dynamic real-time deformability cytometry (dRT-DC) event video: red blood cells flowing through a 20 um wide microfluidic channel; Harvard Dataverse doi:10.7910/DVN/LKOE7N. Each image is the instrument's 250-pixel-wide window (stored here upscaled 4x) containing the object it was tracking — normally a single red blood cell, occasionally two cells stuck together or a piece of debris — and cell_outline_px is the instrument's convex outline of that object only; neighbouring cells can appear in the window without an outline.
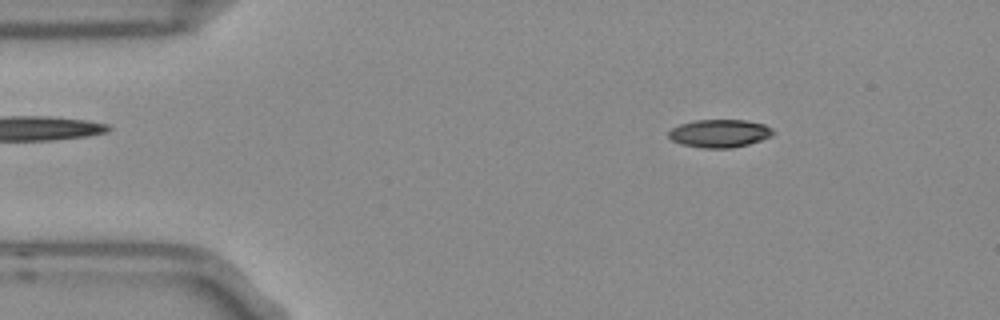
{"species": "Egyptian fruit bat (a non-hibernating species)", "species_latin": "Rousettus aegyptiacus", "temperature_condition": "room temperature", "stored_images_in_passage": 53, "camera_frame_rate_fps": 3000, "um_per_image_px": 0.085, "frame": {"image": 1, "passage_image": 7, "time_ms": 2.0, "image_size_px": [1000, 320], "cell_outline_px": [[776, 132], [772, 136], [748, 144], [732, 148], [700, 148], [680, 144], [672, 140], [668, 136], [668, 132], [672, 128], [680, 124], [696, 120], [744, 120], [764, 124], [772, 128]], "centroid_in_image_um": [61.16, 11.34], "position_along_channel_um": 23.8, "area_um2": 17.11}}
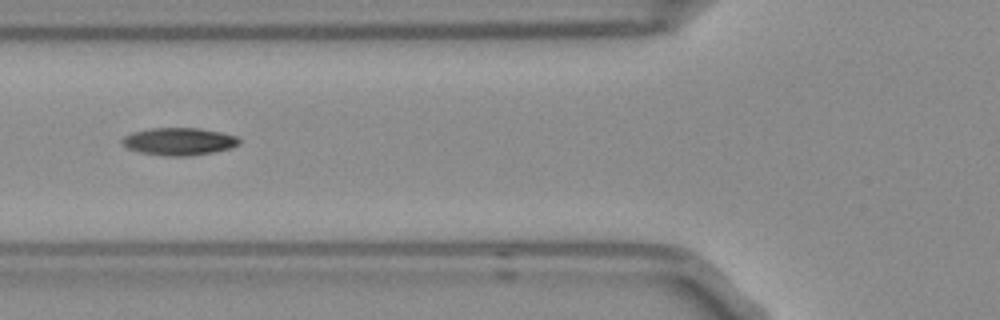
{"frame": {"image": 2, "passage_image": 19, "time_ms": 6.0, "image_size_px": [1000, 320], "cell_outline_px": [[240, 144], [232, 148], [212, 152], [188, 156], [164, 156], [140, 152], [128, 148], [120, 140], [124, 136], [132, 132], [152, 128], [200, 128], [220, 132], [236, 136], [240, 140]], "centroid_in_image_um": [15.22, 12.02], "position_along_channel_um": 110.6, "area_um2": 18.73}}
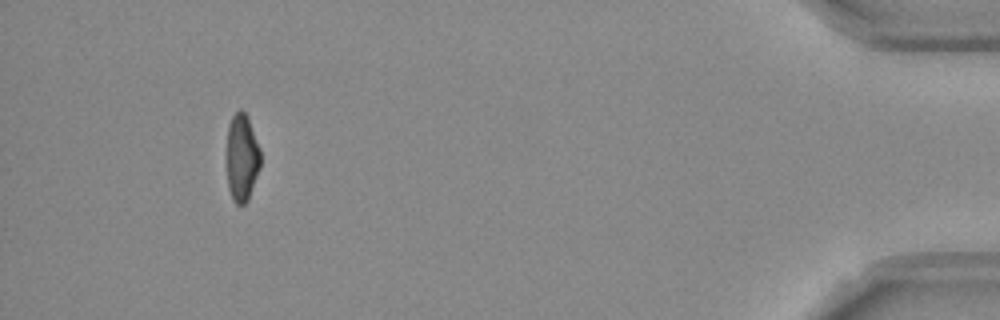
{"frame": {"image": 3, "passage_image": 49, "time_ms": 16.0, "image_size_px": [1000, 320], "cell_outline_px": [[260, 168], [248, 200], [244, 204], [236, 204], [232, 200], [228, 188], [228, 124], [232, 116], [240, 108], [248, 116], [260, 148]], "centroid_in_image_um": [20.58, 13.39], "position_along_channel_um": 414.6, "area_um2": 17.17}, "authors_computed_cell_mechanics": {"area_um2": 17.8602, "velocity_mm_per_s": 3.7608, "shape_relaxation_time_tau1_ms": 4.2875, "shape_relaxation_time_tau2_ms": 6.674, "deformation_change_tau1": 0.1758, "deformation_change_tau2": 0.1038}}